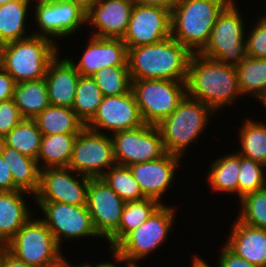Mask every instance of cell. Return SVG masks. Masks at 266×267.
<instances>
[{"instance_id": "obj_1", "label": "cell", "mask_w": 266, "mask_h": 267, "mask_svg": "<svg viewBox=\"0 0 266 267\" xmlns=\"http://www.w3.org/2000/svg\"><path fill=\"white\" fill-rule=\"evenodd\" d=\"M187 95L201 101L215 113L233 106L242 97L236 66L194 53L188 66Z\"/></svg>"}, {"instance_id": "obj_2", "label": "cell", "mask_w": 266, "mask_h": 267, "mask_svg": "<svg viewBox=\"0 0 266 267\" xmlns=\"http://www.w3.org/2000/svg\"><path fill=\"white\" fill-rule=\"evenodd\" d=\"M191 56L172 36L155 44L129 48L127 63L131 80L186 81Z\"/></svg>"}, {"instance_id": "obj_3", "label": "cell", "mask_w": 266, "mask_h": 267, "mask_svg": "<svg viewBox=\"0 0 266 267\" xmlns=\"http://www.w3.org/2000/svg\"><path fill=\"white\" fill-rule=\"evenodd\" d=\"M232 0H181L171 11V36L192 54L209 41L218 15Z\"/></svg>"}, {"instance_id": "obj_4", "label": "cell", "mask_w": 266, "mask_h": 267, "mask_svg": "<svg viewBox=\"0 0 266 267\" xmlns=\"http://www.w3.org/2000/svg\"><path fill=\"white\" fill-rule=\"evenodd\" d=\"M213 114L215 112L210 107L186 95L177 108L157 125L167 153L182 158L187 148L196 143L205 128H209Z\"/></svg>"}, {"instance_id": "obj_5", "label": "cell", "mask_w": 266, "mask_h": 267, "mask_svg": "<svg viewBox=\"0 0 266 267\" xmlns=\"http://www.w3.org/2000/svg\"><path fill=\"white\" fill-rule=\"evenodd\" d=\"M51 39L32 35L2 45V68L16 83L45 78L49 63L60 53Z\"/></svg>"}, {"instance_id": "obj_6", "label": "cell", "mask_w": 266, "mask_h": 267, "mask_svg": "<svg viewBox=\"0 0 266 267\" xmlns=\"http://www.w3.org/2000/svg\"><path fill=\"white\" fill-rule=\"evenodd\" d=\"M236 1L232 0L218 15L209 41L200 52L205 57L233 66H237L247 56V27L244 26L247 19L241 16Z\"/></svg>"}, {"instance_id": "obj_7", "label": "cell", "mask_w": 266, "mask_h": 267, "mask_svg": "<svg viewBox=\"0 0 266 267\" xmlns=\"http://www.w3.org/2000/svg\"><path fill=\"white\" fill-rule=\"evenodd\" d=\"M176 207L161 204L137 229L129 232L112 250L128 263H139L159 249L175 225ZM139 261V262H138Z\"/></svg>"}, {"instance_id": "obj_8", "label": "cell", "mask_w": 266, "mask_h": 267, "mask_svg": "<svg viewBox=\"0 0 266 267\" xmlns=\"http://www.w3.org/2000/svg\"><path fill=\"white\" fill-rule=\"evenodd\" d=\"M141 118L145 124L158 125L167 118L187 95L186 81L131 80Z\"/></svg>"}, {"instance_id": "obj_9", "label": "cell", "mask_w": 266, "mask_h": 267, "mask_svg": "<svg viewBox=\"0 0 266 267\" xmlns=\"http://www.w3.org/2000/svg\"><path fill=\"white\" fill-rule=\"evenodd\" d=\"M17 259L35 267H48L62 261V248L41 217L32 216L7 243Z\"/></svg>"}, {"instance_id": "obj_10", "label": "cell", "mask_w": 266, "mask_h": 267, "mask_svg": "<svg viewBox=\"0 0 266 267\" xmlns=\"http://www.w3.org/2000/svg\"><path fill=\"white\" fill-rule=\"evenodd\" d=\"M33 2H35L32 3L34 14L31 15H35L38 27V30H33V35L47 37L58 44L56 39L69 38L86 24L87 12L70 0H33Z\"/></svg>"}, {"instance_id": "obj_11", "label": "cell", "mask_w": 266, "mask_h": 267, "mask_svg": "<svg viewBox=\"0 0 266 267\" xmlns=\"http://www.w3.org/2000/svg\"><path fill=\"white\" fill-rule=\"evenodd\" d=\"M114 165L111 135L84 127L77 134L68 168L89 178H101Z\"/></svg>"}, {"instance_id": "obj_12", "label": "cell", "mask_w": 266, "mask_h": 267, "mask_svg": "<svg viewBox=\"0 0 266 267\" xmlns=\"http://www.w3.org/2000/svg\"><path fill=\"white\" fill-rule=\"evenodd\" d=\"M117 165L131 166L156 160L167 154L156 125L143 124L111 135Z\"/></svg>"}, {"instance_id": "obj_13", "label": "cell", "mask_w": 266, "mask_h": 267, "mask_svg": "<svg viewBox=\"0 0 266 267\" xmlns=\"http://www.w3.org/2000/svg\"><path fill=\"white\" fill-rule=\"evenodd\" d=\"M41 209V219L54 235L61 248L63 241L100 238L87 205L75 206L61 202H35ZM64 239V240H63Z\"/></svg>"}, {"instance_id": "obj_14", "label": "cell", "mask_w": 266, "mask_h": 267, "mask_svg": "<svg viewBox=\"0 0 266 267\" xmlns=\"http://www.w3.org/2000/svg\"><path fill=\"white\" fill-rule=\"evenodd\" d=\"M90 178L68 167L44 168L34 202H61L69 205H87Z\"/></svg>"}, {"instance_id": "obj_15", "label": "cell", "mask_w": 266, "mask_h": 267, "mask_svg": "<svg viewBox=\"0 0 266 267\" xmlns=\"http://www.w3.org/2000/svg\"><path fill=\"white\" fill-rule=\"evenodd\" d=\"M171 36V11L159 6L134 3L122 38L127 50L161 42Z\"/></svg>"}, {"instance_id": "obj_16", "label": "cell", "mask_w": 266, "mask_h": 267, "mask_svg": "<svg viewBox=\"0 0 266 267\" xmlns=\"http://www.w3.org/2000/svg\"><path fill=\"white\" fill-rule=\"evenodd\" d=\"M143 124L134 94L130 90L126 94L104 97L85 127L95 132L112 135Z\"/></svg>"}, {"instance_id": "obj_17", "label": "cell", "mask_w": 266, "mask_h": 267, "mask_svg": "<svg viewBox=\"0 0 266 267\" xmlns=\"http://www.w3.org/2000/svg\"><path fill=\"white\" fill-rule=\"evenodd\" d=\"M125 202L102 178H90L87 208L98 235L106 241L118 230Z\"/></svg>"}, {"instance_id": "obj_18", "label": "cell", "mask_w": 266, "mask_h": 267, "mask_svg": "<svg viewBox=\"0 0 266 267\" xmlns=\"http://www.w3.org/2000/svg\"><path fill=\"white\" fill-rule=\"evenodd\" d=\"M180 159L182 160L177 155L167 153L156 160L129 166L145 198L157 200L160 204H167L164 203L162 196L170 190V186L175 181L177 168L181 165Z\"/></svg>"}, {"instance_id": "obj_19", "label": "cell", "mask_w": 266, "mask_h": 267, "mask_svg": "<svg viewBox=\"0 0 266 267\" xmlns=\"http://www.w3.org/2000/svg\"><path fill=\"white\" fill-rule=\"evenodd\" d=\"M81 53L77 62L67 57L81 76L91 77L97 71L112 66H128V50L120 38L90 36Z\"/></svg>"}, {"instance_id": "obj_20", "label": "cell", "mask_w": 266, "mask_h": 267, "mask_svg": "<svg viewBox=\"0 0 266 267\" xmlns=\"http://www.w3.org/2000/svg\"><path fill=\"white\" fill-rule=\"evenodd\" d=\"M133 5V0H97L86 14V27H94L91 36L122 39Z\"/></svg>"}, {"instance_id": "obj_21", "label": "cell", "mask_w": 266, "mask_h": 267, "mask_svg": "<svg viewBox=\"0 0 266 267\" xmlns=\"http://www.w3.org/2000/svg\"><path fill=\"white\" fill-rule=\"evenodd\" d=\"M237 220L231 224L225 245L237 256L258 267H266V229ZM227 240V241H226Z\"/></svg>"}, {"instance_id": "obj_22", "label": "cell", "mask_w": 266, "mask_h": 267, "mask_svg": "<svg viewBox=\"0 0 266 267\" xmlns=\"http://www.w3.org/2000/svg\"><path fill=\"white\" fill-rule=\"evenodd\" d=\"M58 53L49 63L45 80L48 87L50 105L71 108L80 74L66 57L60 59Z\"/></svg>"}, {"instance_id": "obj_23", "label": "cell", "mask_w": 266, "mask_h": 267, "mask_svg": "<svg viewBox=\"0 0 266 267\" xmlns=\"http://www.w3.org/2000/svg\"><path fill=\"white\" fill-rule=\"evenodd\" d=\"M26 195V197H25ZM34 195L22 191H0V241L8 243L33 216L26 198Z\"/></svg>"}, {"instance_id": "obj_24", "label": "cell", "mask_w": 266, "mask_h": 267, "mask_svg": "<svg viewBox=\"0 0 266 267\" xmlns=\"http://www.w3.org/2000/svg\"><path fill=\"white\" fill-rule=\"evenodd\" d=\"M0 154L10 168L14 185L19 190L35 195L40 184L41 169L38 162L1 141Z\"/></svg>"}, {"instance_id": "obj_25", "label": "cell", "mask_w": 266, "mask_h": 267, "mask_svg": "<svg viewBox=\"0 0 266 267\" xmlns=\"http://www.w3.org/2000/svg\"><path fill=\"white\" fill-rule=\"evenodd\" d=\"M33 0H13L0 5V45L22 40L33 35L27 34V18L32 12ZM31 10V11H29ZM29 12V13H28Z\"/></svg>"}, {"instance_id": "obj_26", "label": "cell", "mask_w": 266, "mask_h": 267, "mask_svg": "<svg viewBox=\"0 0 266 267\" xmlns=\"http://www.w3.org/2000/svg\"><path fill=\"white\" fill-rule=\"evenodd\" d=\"M208 175H205L211 191L238 195V174L240 170V154L227 153L211 162Z\"/></svg>"}, {"instance_id": "obj_27", "label": "cell", "mask_w": 266, "mask_h": 267, "mask_svg": "<svg viewBox=\"0 0 266 267\" xmlns=\"http://www.w3.org/2000/svg\"><path fill=\"white\" fill-rule=\"evenodd\" d=\"M236 71L242 97L252 96L266 109V59L246 56Z\"/></svg>"}, {"instance_id": "obj_28", "label": "cell", "mask_w": 266, "mask_h": 267, "mask_svg": "<svg viewBox=\"0 0 266 267\" xmlns=\"http://www.w3.org/2000/svg\"><path fill=\"white\" fill-rule=\"evenodd\" d=\"M13 100L24 118H35L50 105L45 78L16 83Z\"/></svg>"}, {"instance_id": "obj_29", "label": "cell", "mask_w": 266, "mask_h": 267, "mask_svg": "<svg viewBox=\"0 0 266 267\" xmlns=\"http://www.w3.org/2000/svg\"><path fill=\"white\" fill-rule=\"evenodd\" d=\"M42 135L78 134L85 123L67 107L49 105L33 118Z\"/></svg>"}, {"instance_id": "obj_30", "label": "cell", "mask_w": 266, "mask_h": 267, "mask_svg": "<svg viewBox=\"0 0 266 267\" xmlns=\"http://www.w3.org/2000/svg\"><path fill=\"white\" fill-rule=\"evenodd\" d=\"M77 134L42 135L37 162L40 169L68 167Z\"/></svg>"}, {"instance_id": "obj_31", "label": "cell", "mask_w": 266, "mask_h": 267, "mask_svg": "<svg viewBox=\"0 0 266 267\" xmlns=\"http://www.w3.org/2000/svg\"><path fill=\"white\" fill-rule=\"evenodd\" d=\"M160 205L157 200L151 198L125 202L118 230L107 240L110 250L129 232L143 224Z\"/></svg>"}, {"instance_id": "obj_32", "label": "cell", "mask_w": 266, "mask_h": 267, "mask_svg": "<svg viewBox=\"0 0 266 267\" xmlns=\"http://www.w3.org/2000/svg\"><path fill=\"white\" fill-rule=\"evenodd\" d=\"M245 118L239 128L241 149L237 153L266 166V121Z\"/></svg>"}, {"instance_id": "obj_33", "label": "cell", "mask_w": 266, "mask_h": 267, "mask_svg": "<svg viewBox=\"0 0 266 267\" xmlns=\"http://www.w3.org/2000/svg\"><path fill=\"white\" fill-rule=\"evenodd\" d=\"M42 133L34 119L24 118L0 141L23 155L37 160Z\"/></svg>"}, {"instance_id": "obj_34", "label": "cell", "mask_w": 266, "mask_h": 267, "mask_svg": "<svg viewBox=\"0 0 266 267\" xmlns=\"http://www.w3.org/2000/svg\"><path fill=\"white\" fill-rule=\"evenodd\" d=\"M104 95L92 77L80 76L71 109L86 124L96 113Z\"/></svg>"}, {"instance_id": "obj_35", "label": "cell", "mask_w": 266, "mask_h": 267, "mask_svg": "<svg viewBox=\"0 0 266 267\" xmlns=\"http://www.w3.org/2000/svg\"><path fill=\"white\" fill-rule=\"evenodd\" d=\"M124 202L144 199L139 183L129 167L114 165L101 177Z\"/></svg>"}, {"instance_id": "obj_36", "label": "cell", "mask_w": 266, "mask_h": 267, "mask_svg": "<svg viewBox=\"0 0 266 267\" xmlns=\"http://www.w3.org/2000/svg\"><path fill=\"white\" fill-rule=\"evenodd\" d=\"M104 97L126 94L131 90L128 66L103 68L91 76Z\"/></svg>"}, {"instance_id": "obj_37", "label": "cell", "mask_w": 266, "mask_h": 267, "mask_svg": "<svg viewBox=\"0 0 266 267\" xmlns=\"http://www.w3.org/2000/svg\"><path fill=\"white\" fill-rule=\"evenodd\" d=\"M266 166L240 155L238 199L266 187Z\"/></svg>"}, {"instance_id": "obj_38", "label": "cell", "mask_w": 266, "mask_h": 267, "mask_svg": "<svg viewBox=\"0 0 266 267\" xmlns=\"http://www.w3.org/2000/svg\"><path fill=\"white\" fill-rule=\"evenodd\" d=\"M240 204L238 219L254 227L266 229V187L245 195Z\"/></svg>"}, {"instance_id": "obj_39", "label": "cell", "mask_w": 266, "mask_h": 267, "mask_svg": "<svg viewBox=\"0 0 266 267\" xmlns=\"http://www.w3.org/2000/svg\"><path fill=\"white\" fill-rule=\"evenodd\" d=\"M256 19L259 20L246 32V55L250 58L266 59V13Z\"/></svg>"}, {"instance_id": "obj_40", "label": "cell", "mask_w": 266, "mask_h": 267, "mask_svg": "<svg viewBox=\"0 0 266 267\" xmlns=\"http://www.w3.org/2000/svg\"><path fill=\"white\" fill-rule=\"evenodd\" d=\"M24 117L13 99L0 102V140L3 139Z\"/></svg>"}, {"instance_id": "obj_41", "label": "cell", "mask_w": 266, "mask_h": 267, "mask_svg": "<svg viewBox=\"0 0 266 267\" xmlns=\"http://www.w3.org/2000/svg\"><path fill=\"white\" fill-rule=\"evenodd\" d=\"M219 253V259H217L218 264L216 263L217 267H258L242 257L237 256L225 244H223Z\"/></svg>"}, {"instance_id": "obj_42", "label": "cell", "mask_w": 266, "mask_h": 267, "mask_svg": "<svg viewBox=\"0 0 266 267\" xmlns=\"http://www.w3.org/2000/svg\"><path fill=\"white\" fill-rule=\"evenodd\" d=\"M16 82L14 78L6 72L2 67L0 68V102L13 99Z\"/></svg>"}, {"instance_id": "obj_43", "label": "cell", "mask_w": 266, "mask_h": 267, "mask_svg": "<svg viewBox=\"0 0 266 267\" xmlns=\"http://www.w3.org/2000/svg\"><path fill=\"white\" fill-rule=\"evenodd\" d=\"M19 190L13 183L12 174L9 166L0 154V191Z\"/></svg>"}, {"instance_id": "obj_44", "label": "cell", "mask_w": 266, "mask_h": 267, "mask_svg": "<svg viewBox=\"0 0 266 267\" xmlns=\"http://www.w3.org/2000/svg\"><path fill=\"white\" fill-rule=\"evenodd\" d=\"M134 3L145 6H159L172 11L181 0H133Z\"/></svg>"}, {"instance_id": "obj_45", "label": "cell", "mask_w": 266, "mask_h": 267, "mask_svg": "<svg viewBox=\"0 0 266 267\" xmlns=\"http://www.w3.org/2000/svg\"><path fill=\"white\" fill-rule=\"evenodd\" d=\"M1 267H35V266L26 264L25 262L17 259L9 251H7L3 257Z\"/></svg>"}, {"instance_id": "obj_46", "label": "cell", "mask_w": 266, "mask_h": 267, "mask_svg": "<svg viewBox=\"0 0 266 267\" xmlns=\"http://www.w3.org/2000/svg\"><path fill=\"white\" fill-rule=\"evenodd\" d=\"M110 251L114 259L112 263L108 261L100 262V263L97 262L96 264L93 265V267H119V265H123L124 263H126V261L120 255H118L115 251L113 250H110Z\"/></svg>"}, {"instance_id": "obj_47", "label": "cell", "mask_w": 266, "mask_h": 267, "mask_svg": "<svg viewBox=\"0 0 266 267\" xmlns=\"http://www.w3.org/2000/svg\"><path fill=\"white\" fill-rule=\"evenodd\" d=\"M75 4L79 5L84 11L88 12L97 0H70Z\"/></svg>"}, {"instance_id": "obj_48", "label": "cell", "mask_w": 266, "mask_h": 267, "mask_svg": "<svg viewBox=\"0 0 266 267\" xmlns=\"http://www.w3.org/2000/svg\"><path fill=\"white\" fill-rule=\"evenodd\" d=\"M192 262H191V267H211L210 263L208 264L203 258L199 257L198 254L192 255Z\"/></svg>"}, {"instance_id": "obj_49", "label": "cell", "mask_w": 266, "mask_h": 267, "mask_svg": "<svg viewBox=\"0 0 266 267\" xmlns=\"http://www.w3.org/2000/svg\"><path fill=\"white\" fill-rule=\"evenodd\" d=\"M68 259H66V258H64L63 257V259H62V267H93V263L91 264V263H83V264H81V265H72L71 263H70V261L68 260Z\"/></svg>"}, {"instance_id": "obj_50", "label": "cell", "mask_w": 266, "mask_h": 267, "mask_svg": "<svg viewBox=\"0 0 266 267\" xmlns=\"http://www.w3.org/2000/svg\"><path fill=\"white\" fill-rule=\"evenodd\" d=\"M8 251V244L0 241V267L6 252Z\"/></svg>"}, {"instance_id": "obj_51", "label": "cell", "mask_w": 266, "mask_h": 267, "mask_svg": "<svg viewBox=\"0 0 266 267\" xmlns=\"http://www.w3.org/2000/svg\"><path fill=\"white\" fill-rule=\"evenodd\" d=\"M124 265L125 267H140L138 263H128L127 261Z\"/></svg>"}, {"instance_id": "obj_52", "label": "cell", "mask_w": 266, "mask_h": 267, "mask_svg": "<svg viewBox=\"0 0 266 267\" xmlns=\"http://www.w3.org/2000/svg\"><path fill=\"white\" fill-rule=\"evenodd\" d=\"M2 67V45H0V68Z\"/></svg>"}, {"instance_id": "obj_53", "label": "cell", "mask_w": 266, "mask_h": 267, "mask_svg": "<svg viewBox=\"0 0 266 267\" xmlns=\"http://www.w3.org/2000/svg\"><path fill=\"white\" fill-rule=\"evenodd\" d=\"M48 267H62V261L59 263L53 264L51 266H48Z\"/></svg>"}, {"instance_id": "obj_54", "label": "cell", "mask_w": 266, "mask_h": 267, "mask_svg": "<svg viewBox=\"0 0 266 267\" xmlns=\"http://www.w3.org/2000/svg\"><path fill=\"white\" fill-rule=\"evenodd\" d=\"M10 1H13V0H0V5H3V4L10 2Z\"/></svg>"}]
</instances>
